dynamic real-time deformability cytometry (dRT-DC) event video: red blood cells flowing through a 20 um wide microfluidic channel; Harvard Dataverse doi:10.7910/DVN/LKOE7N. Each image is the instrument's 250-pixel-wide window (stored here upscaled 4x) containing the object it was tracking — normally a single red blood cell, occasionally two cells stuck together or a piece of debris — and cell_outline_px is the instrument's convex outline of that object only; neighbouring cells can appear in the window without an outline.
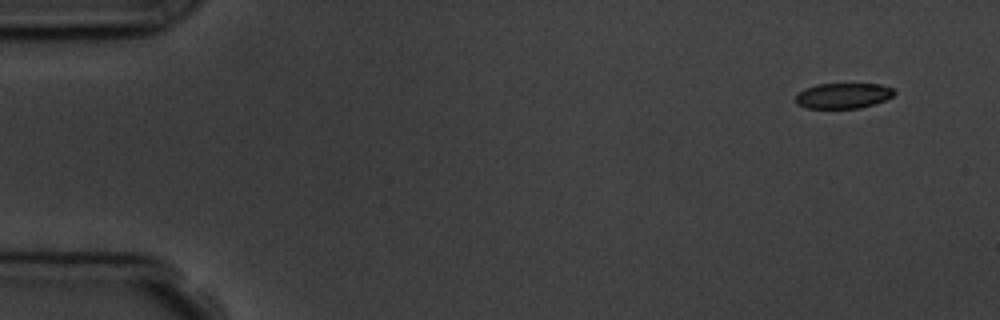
{"species": "common noctule bat (a hibernating species)", "species_latin": "Nyctalus noctula", "temperature_condition": "room temperature", "stored_images_in_passage": 8, "camera_frame_rate_fps": 3000, "um_per_image_px": 0.085, "animal": {"sex": "male", "body_mass_g": 19.5, "forearm_length_mm": 54.6}, "frame": {"image": 1, "passage_image": 1, "time_ms": 0.0, "image_size_px": [1000, 320], "cell_outline_px": [[896, 92], [892, 96], [884, 100], [860, 108], [804, 108], [796, 104], [796, 96], [804, 88], [816, 84], [880, 84], [892, 88]], "centroid_in_image_um": [71.64, 8.13], "position_along_channel_um": 13.4, "area_um2": 14.57}}
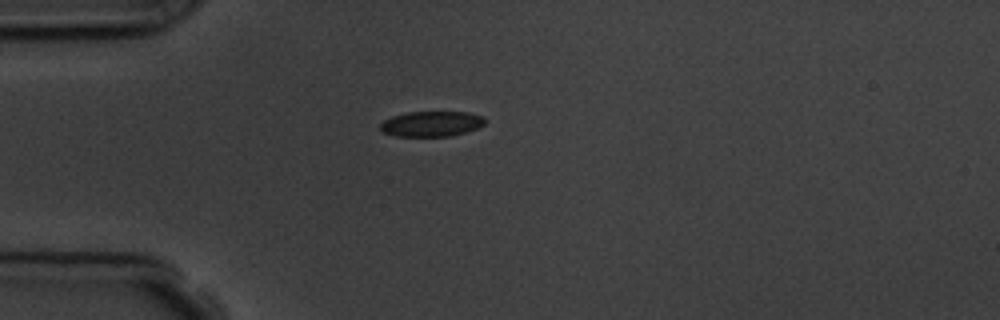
{"frame": {"image": 2, "passage_image": 4, "time_ms": 3.667, "image_size_px": [1000, 320], "cell_outline_px": [[488, 120], [484, 124], [476, 128], [452, 136], [396, 136], [384, 132], [380, 128], [380, 124], [384, 120], [392, 116], [408, 112], [468, 112], [484, 116]], "centroid_in_image_um": [36.7, 10.52], "position_along_channel_um": 48.3, "area_um2": 15.43}}